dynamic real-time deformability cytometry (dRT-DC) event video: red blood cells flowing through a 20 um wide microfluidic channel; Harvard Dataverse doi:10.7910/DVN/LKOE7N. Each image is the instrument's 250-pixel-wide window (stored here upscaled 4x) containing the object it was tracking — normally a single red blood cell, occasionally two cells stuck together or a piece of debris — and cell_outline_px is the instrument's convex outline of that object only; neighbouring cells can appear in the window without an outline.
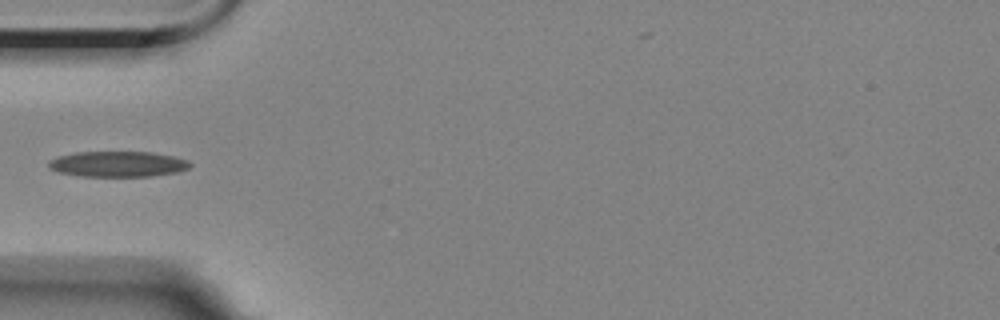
{"species": "Egyptian fruit bat (a non-hibernating species)", "species_latin": "Rousettus aegyptiacus", "temperature_condition": "room temperature", "stored_images_in_passage": 9, "camera_frame_rate_fps": 3000, "um_per_image_px": 0.085, "animal": {"sex": "female"}, "frame": {"image": 1, "passage_image": 2, "time_ms": 1.333, "image_size_px": [1000, 320], "cell_outline_px": [[192, 164], [188, 168], [176, 172], [152, 176], [84, 176], [60, 172], [48, 168], [48, 160], [56, 156], [76, 152], [152, 152], [172, 156], [188, 160]], "centroid_in_image_um": [9.99, 13.94], "position_along_channel_um": 75.0, "area_um2": 21.04}}
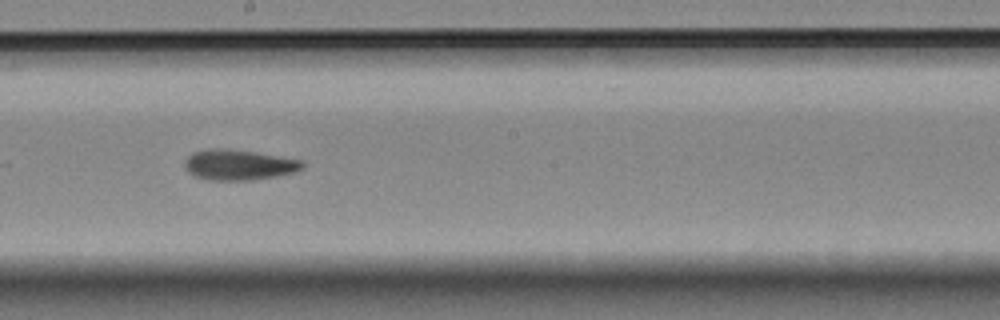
{"frame": {"image": 2, "passage_image": 6, "time_ms": 5.667, "image_size_px": [1000, 320], "cell_outline_px": [[304, 168], [296, 172], [276, 176], [252, 180], [208, 180], [192, 176], [184, 168], [184, 160], [192, 152], [216, 148], [252, 152], [304, 160]], "centroid_in_image_um": [20.28, 14.03], "position_along_channel_um": 227.9, "area_um2": 20.92}}
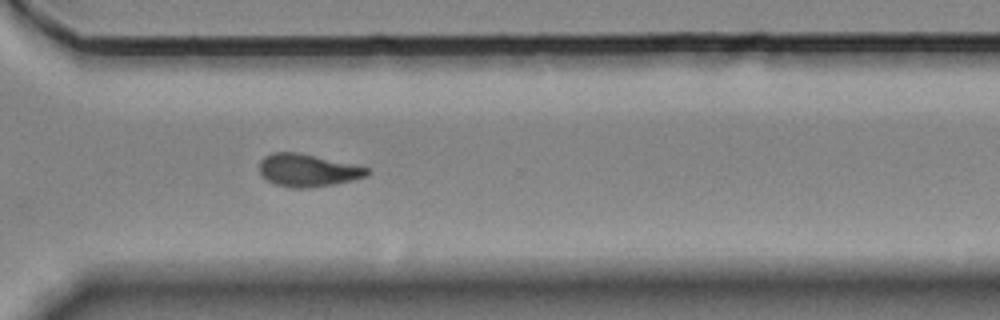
{"frame": {"image": 3, "passage_image": 9, "time_ms": 9.0, "image_size_px": [1000, 320], "cell_outline_px": [[372, 172], [368, 176], [352, 180], [312, 188], [292, 188], [276, 184], [268, 180], [260, 172], [260, 160], [264, 156], [272, 152], [296, 152], [368, 168]], "centroid_in_image_um": [26.15, 14.48], "position_along_channel_um": 344.5, "area_um2": 20.17}}